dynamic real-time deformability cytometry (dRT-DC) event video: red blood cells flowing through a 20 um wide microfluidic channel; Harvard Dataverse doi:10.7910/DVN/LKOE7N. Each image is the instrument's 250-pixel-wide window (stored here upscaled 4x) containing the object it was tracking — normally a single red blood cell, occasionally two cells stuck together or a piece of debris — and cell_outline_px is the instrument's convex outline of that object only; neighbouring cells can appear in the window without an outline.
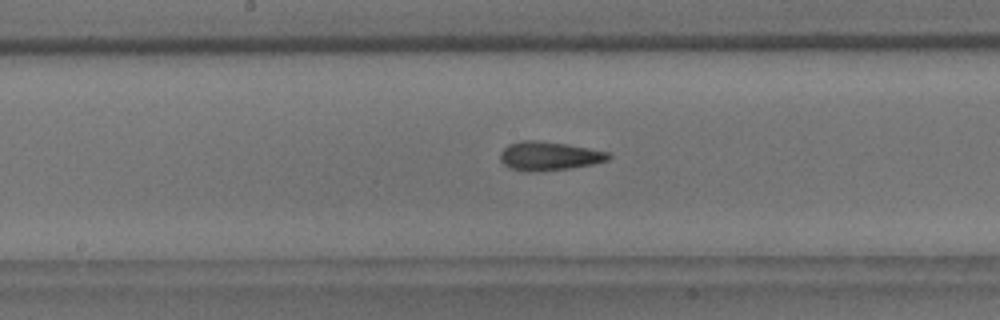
{"species": "common noctule bat (a hibernating species)", "species_latin": "Nyctalus noctula", "temperature_condition": "room temperature", "stored_images_in_passage": 44, "camera_frame_rate_fps": 3000, "um_per_image_px": 0.085, "animal": {"sex": "male", "body_mass_g": 18.8}, "frame": {"image": 1, "passage_image": 23, "time_ms": 7.333, "image_size_px": [1000, 320], "cell_outline_px": [[612, 156], [608, 160], [592, 164], [572, 168], [532, 172], [528, 172], [508, 168], [500, 160], [500, 152], [508, 144], [520, 140], [540, 140], [568, 144], [608, 152]], "centroid_in_image_um": [46.64, 13.26], "position_along_channel_um": 201.6, "area_um2": 18.38}}
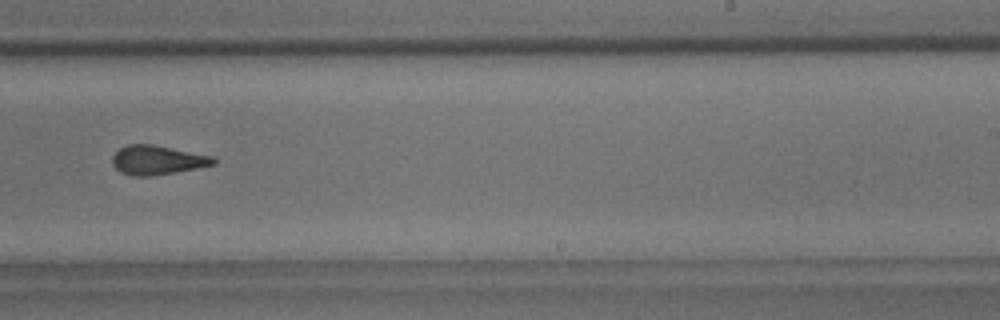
{"frame": {"image": 2, "passage_image": 29, "time_ms": 9.333, "image_size_px": [1000, 320], "cell_outline_px": [[216, 164], [176, 172], [152, 176], [132, 176], [120, 172], [112, 164], [112, 156], [120, 148], [128, 144], [152, 144], [212, 156], [216, 160]], "centroid_in_image_um": [13.35, 13.61], "position_along_channel_um": 275.7, "area_um2": 17.17}}
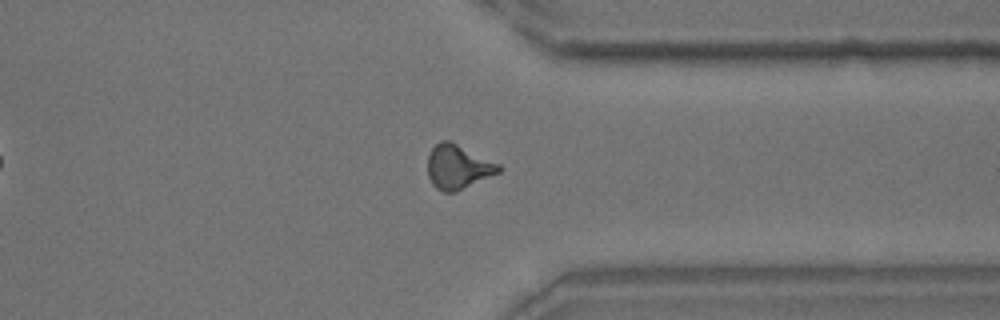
{"frame": {"image": 3, "passage_image": 37, "time_ms": 12.0, "image_size_px": [1000, 320], "cell_outline_px": [[504, 168], [500, 172], [456, 192], [444, 192], [436, 188], [432, 184], [428, 176], [428, 156], [432, 148], [440, 140], [452, 140], [500, 164]], "centroid_in_image_um": [38.95, 14.17], "position_along_channel_um": 372.5, "area_um2": 18.61}, "authors_computed_cell_mechanics": {"area_um2": 17.4845, "velocity_mm_per_s": 3.7165, "shape_relaxation_time_tau1_ms": 10.5269, "shape_relaxation_time_tau2_ms": 2.6739, "deformation_change_tau1": 0.2538, "deformation_change_tau2": 0.1189}}